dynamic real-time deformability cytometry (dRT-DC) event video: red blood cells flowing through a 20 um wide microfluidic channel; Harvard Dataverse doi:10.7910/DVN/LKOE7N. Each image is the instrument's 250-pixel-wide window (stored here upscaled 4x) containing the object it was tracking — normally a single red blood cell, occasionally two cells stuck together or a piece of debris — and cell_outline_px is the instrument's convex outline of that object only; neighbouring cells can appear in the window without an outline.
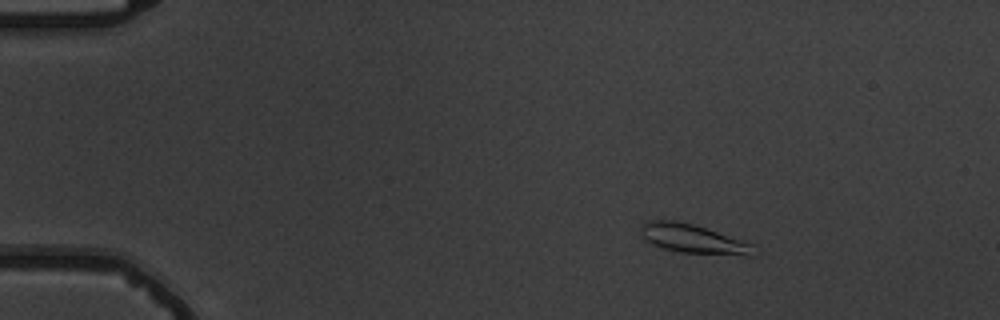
{"species": "common noctule bat (a hibernating species)", "species_latin": "Nyctalus noctula", "temperature_condition": "warm", "stored_images_in_passage": 8, "camera_frame_rate_fps": 3000, "um_per_image_px": 0.085, "animal": {"sex": "male", "body_mass_g": 19.5, "forearm_length_mm": 54.6}, "frame": {"image": 1, "passage_image": 2, "time_ms": 2.0, "image_size_px": [1000, 320], "cell_outline_px": [[756, 256], [744, 256], [680, 252], [660, 248], [644, 240], [640, 236], [640, 224], [648, 220], [676, 220], [692, 224], [744, 240], [756, 244]], "centroid_in_image_um": [58.94, 20.32], "position_along_channel_um": 26.1, "area_um2": 19.71}}
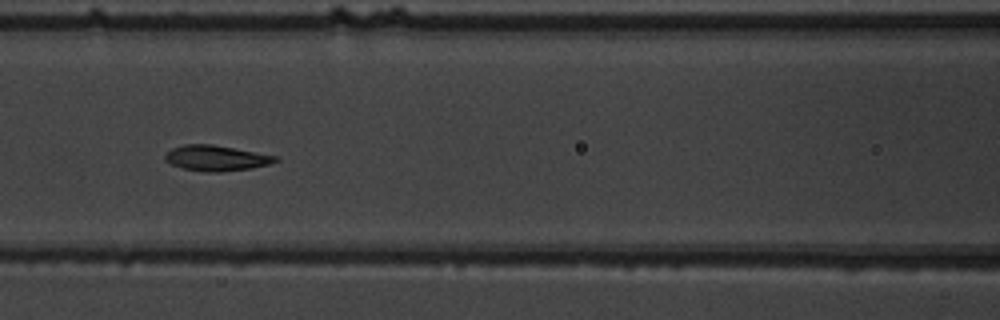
{"frame": {"image": 2, "passage_image": 7, "time_ms": 7.667, "image_size_px": [1000, 320], "cell_outline_px": [[280, 160], [268, 164], [252, 168], [220, 172], [208, 172], [184, 168], [172, 164], [164, 160], [164, 156], [172, 148], [184, 144], [212, 144], [280, 156]], "centroid_in_image_um": [18.42, 13.43], "position_along_channel_um": 148.2, "area_um2": 16.42}}
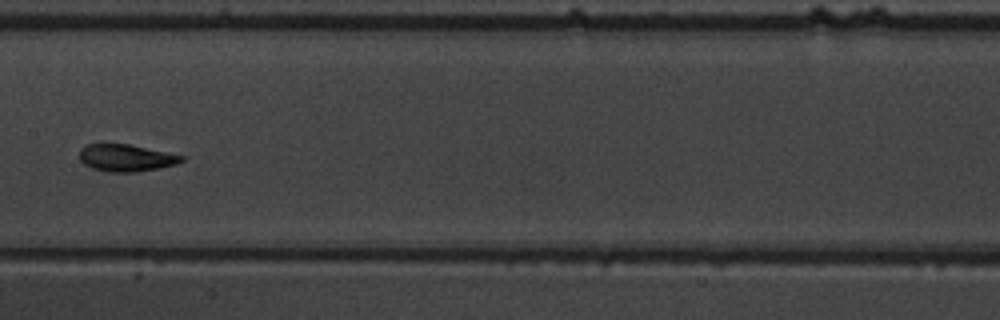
{"frame": {"image": 3, "passage_image": 8, "time_ms": 9.0, "image_size_px": [1000, 320], "cell_outline_px": [[184, 160], [176, 164], [160, 168], [136, 172], [108, 172], [92, 168], [84, 164], [80, 160], [80, 148], [84, 144], [128, 144], [184, 156]], "centroid_in_image_um": [10.69, 13.42], "position_along_channel_um": 196.7, "area_um2": 16.07}}